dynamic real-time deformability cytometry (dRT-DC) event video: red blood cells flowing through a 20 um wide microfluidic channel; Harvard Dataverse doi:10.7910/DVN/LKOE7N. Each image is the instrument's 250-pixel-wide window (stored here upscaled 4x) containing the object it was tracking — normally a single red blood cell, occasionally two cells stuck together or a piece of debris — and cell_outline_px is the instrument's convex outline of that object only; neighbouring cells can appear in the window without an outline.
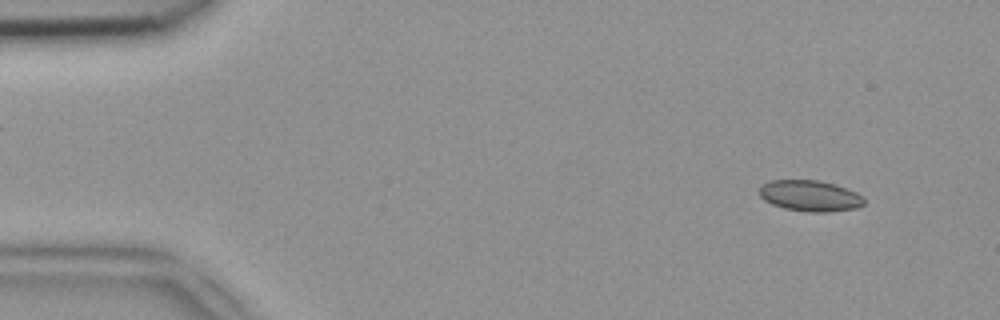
{"species": "common noctule bat (a hibernating species)", "species_latin": "Nyctalus noctula", "temperature_condition": "room temperature", "stored_images_in_passage": 49, "camera_frame_rate_fps": 3000, "um_per_image_px": 0.085, "animal": {"sex": "female", "body_mass_g": 18.4}, "frame": {"image": 1, "passage_image": 4, "time_ms": 1.0, "image_size_px": [1000, 320], "cell_outline_px": [[864, 204], [856, 208], [828, 212], [808, 212], [784, 208], [772, 204], [764, 200], [760, 196], [760, 184], [772, 180], [820, 180], [836, 184], [856, 192], [864, 196]], "centroid_in_image_um": [68.86, 16.64], "position_along_channel_um": 16.1, "area_um2": 19.07}}
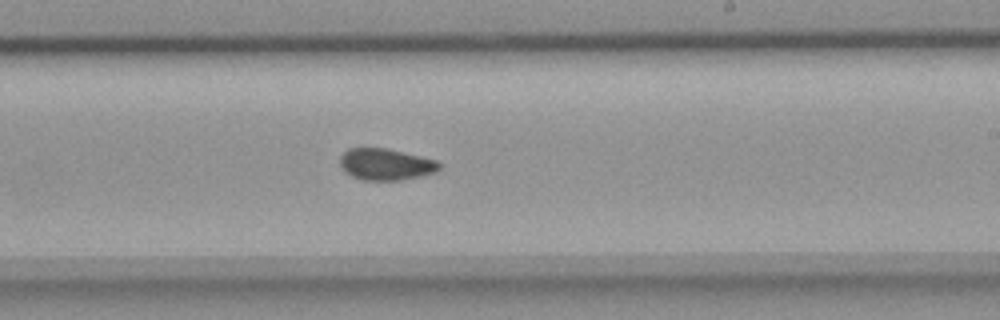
{"frame": {"image": 2, "passage_image": 29, "time_ms": 9.333, "image_size_px": [1000, 320], "cell_outline_px": [[440, 168], [436, 172], [420, 176], [400, 180], [364, 180], [352, 176], [344, 172], [340, 168], [340, 156], [348, 148], [388, 148], [436, 160], [440, 164]], "centroid_in_image_um": [32.76, 13.96], "position_along_channel_um": 256.2, "area_um2": 18.32}}
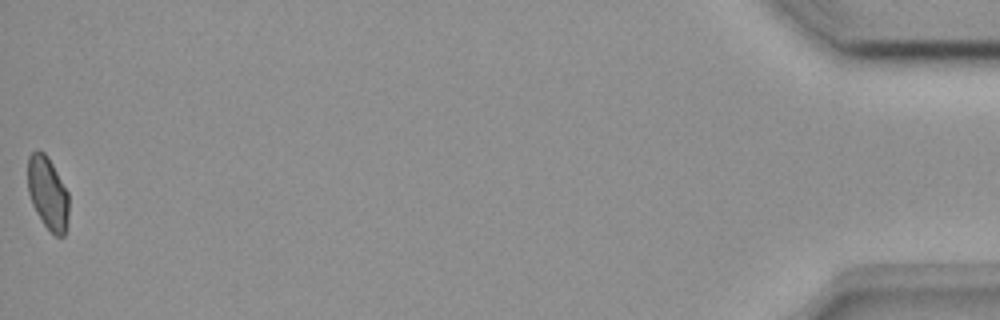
{"frame": {"image": 3, "passage_image": 49, "time_ms": 16.0, "image_size_px": [1000, 320], "cell_outline_px": [[68, 216], [64, 236], [56, 236], [44, 224], [36, 212], [32, 204], [28, 192], [28, 156], [36, 148], [44, 152], [48, 156], [68, 192]], "centroid_in_image_um": [4.05, 16.37], "position_along_channel_um": 431.2, "area_um2": 17.4}}